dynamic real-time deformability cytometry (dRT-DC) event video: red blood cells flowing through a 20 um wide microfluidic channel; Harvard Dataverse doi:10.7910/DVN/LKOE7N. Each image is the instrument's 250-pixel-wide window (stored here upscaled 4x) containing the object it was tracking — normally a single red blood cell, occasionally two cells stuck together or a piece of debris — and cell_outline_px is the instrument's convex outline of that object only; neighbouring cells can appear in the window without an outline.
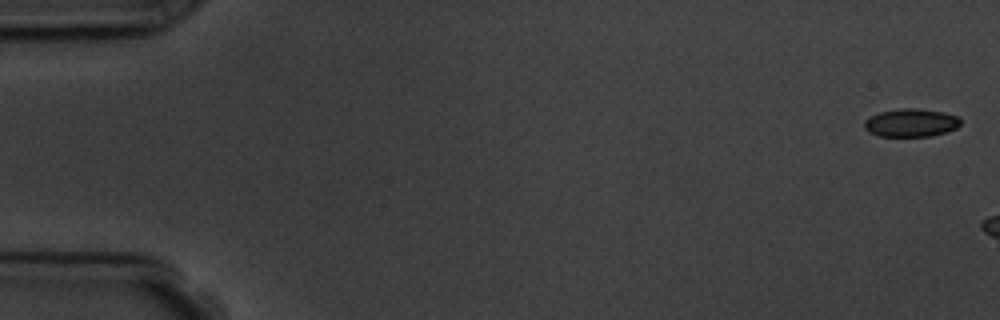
{"species": "common noctule bat (a hibernating species)", "species_latin": "Nyctalus noctula", "temperature_condition": "room temperature", "stored_images_in_passage": 3, "camera_frame_rate_fps": 3000, "um_per_image_px": 0.085, "animal": {"sex": "male", "body_mass_g": 19.5, "forearm_length_mm": 54.6}, "frame": {"image": 1, "passage_image": 1, "time_ms": 0.0, "image_size_px": [1000, 320], "cell_outline_px": [[960, 124], [956, 128], [932, 136], [876, 136], [868, 132], [864, 128], [864, 120], [880, 112], [900, 108], [916, 108], [944, 112], [956, 116], [960, 120]], "centroid_in_image_um": [77.4, 10.44], "position_along_channel_um": 7.6, "area_um2": 15.72}}